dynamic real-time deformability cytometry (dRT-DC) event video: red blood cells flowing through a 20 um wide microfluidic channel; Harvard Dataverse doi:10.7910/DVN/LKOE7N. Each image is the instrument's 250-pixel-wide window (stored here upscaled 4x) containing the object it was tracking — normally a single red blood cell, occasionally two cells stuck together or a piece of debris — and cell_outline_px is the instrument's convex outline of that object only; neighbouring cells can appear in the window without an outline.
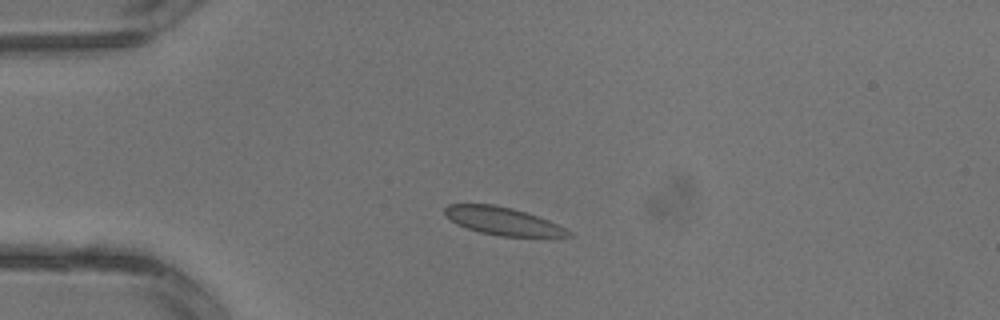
{"species": "common noctule bat (a hibernating species)", "species_latin": "Nyctalus noctula", "temperature_condition": "warm", "stored_images_in_passage": 2, "camera_frame_rate_fps": 3000, "um_per_image_px": 0.085, "animal": {"sex": "male", "body_mass_g": 13.3}, "frame": {"image": 1, "passage_image": 2, "time_ms": 0.333, "image_size_px": [1000, 320], "cell_outline_px": [[572, 236], [500, 236], [480, 232], [456, 224], [444, 212], [444, 208], [448, 204], [492, 204], [512, 208], [548, 220], [572, 232]], "centroid_in_image_um": [42.71, 18.78], "position_along_channel_um": 42.3, "area_um2": 19.59}}